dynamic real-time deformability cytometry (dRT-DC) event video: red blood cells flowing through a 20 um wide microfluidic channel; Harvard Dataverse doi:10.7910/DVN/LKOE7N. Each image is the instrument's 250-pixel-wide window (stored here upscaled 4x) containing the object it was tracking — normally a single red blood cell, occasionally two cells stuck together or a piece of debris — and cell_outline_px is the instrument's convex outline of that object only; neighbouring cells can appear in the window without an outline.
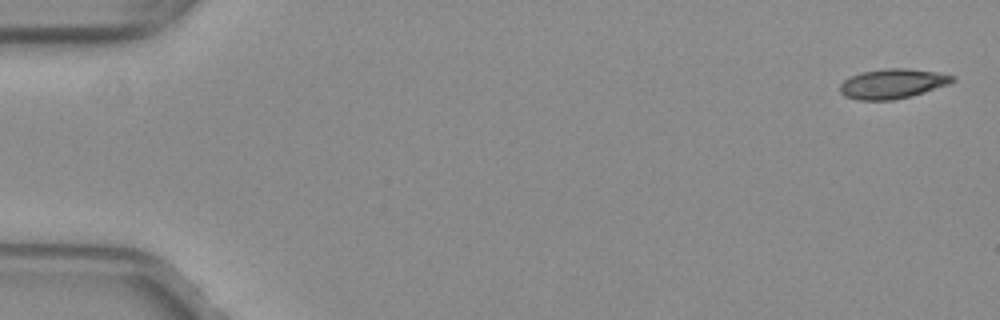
{"species": "common noctule bat (a hibernating species)", "species_latin": "Nyctalus noctula", "temperature_condition": "warm", "stored_images_in_passage": 13, "camera_frame_rate_fps": 3000, "um_per_image_px": 0.085, "animal": {"sex": "female", "body_mass_g": 29.2, "forearm_length_mm": 56.3}, "frame": {"image": 1, "passage_image": 1, "time_ms": 0.0, "image_size_px": [1000, 320], "cell_outline_px": [[956, 80], [948, 84], [924, 92], [892, 100], [856, 100], [844, 96], [840, 92], [840, 84], [844, 80], [860, 72], [884, 68], [904, 68], [936, 72], [956, 76]], "centroid_in_image_um": [75.84, 7.11], "position_along_channel_um": 9.2, "area_um2": 19.42}}
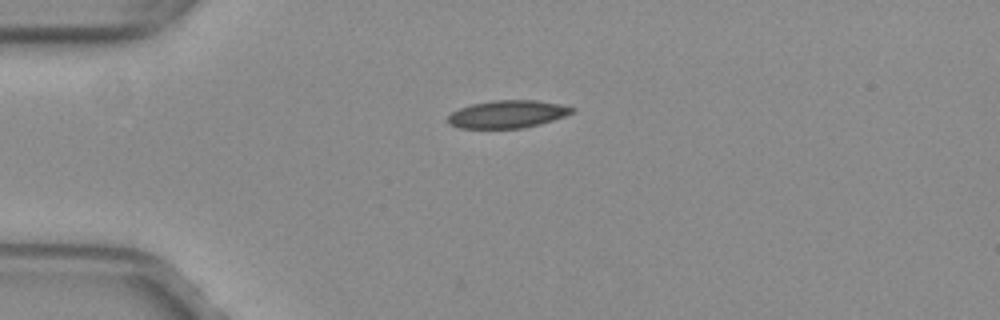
{"frame": {"image": 2, "passage_image": 13, "time_ms": 4.0, "image_size_px": [1000, 320], "cell_outline_px": [[576, 112], [540, 124], [524, 128], [460, 128], [448, 124], [448, 116], [452, 112], [460, 108], [472, 104], [492, 100], [536, 100], [560, 104], [576, 108]], "centroid_in_image_um": [43.16, 9.7], "position_along_channel_um": 41.8, "area_um2": 20.06}}